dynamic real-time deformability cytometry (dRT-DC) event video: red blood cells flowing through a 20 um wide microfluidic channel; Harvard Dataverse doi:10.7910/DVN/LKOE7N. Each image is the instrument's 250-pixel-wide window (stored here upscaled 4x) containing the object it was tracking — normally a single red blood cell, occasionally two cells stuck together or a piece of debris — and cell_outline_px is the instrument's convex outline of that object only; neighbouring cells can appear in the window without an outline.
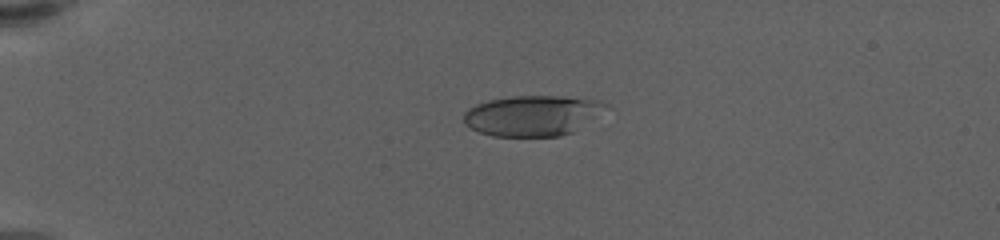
{"species": "human", "species_latin": "Homo sapiens", "temperature_condition": "warm", "stored_images_in_passage": 62, "camera_frame_rate_fps": 3000, "um_per_image_px": 0.085, "donor": {"sex": "female"}, "frame": {"image": 1, "passage_image": 17, "time_ms": 5.333, "image_size_px": [1000, 240], "cell_outline_px": [[608, 104], [572, 132], [560, 136], [492, 136], [480, 132], [464, 124], [464, 112], [468, 108], [476, 104], [488, 100], [512, 96], [556, 96], [600, 100]], "centroid_in_image_um": [45.15, 9.82], "position_along_channel_um": 39.8, "area_um2": 32.83}}
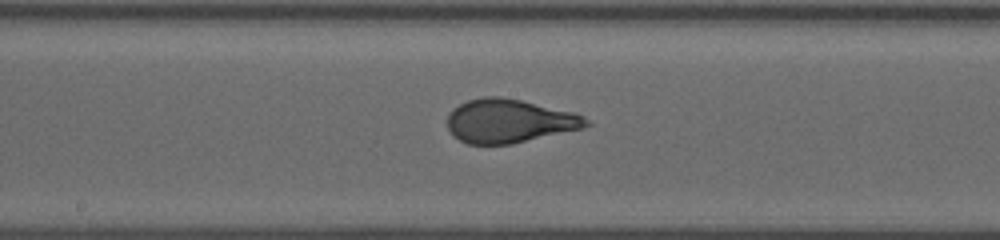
{"frame": {"image": 2, "passage_image": 36, "time_ms": 11.667, "image_size_px": [1000, 240], "cell_outline_px": [[592, 124], [584, 128], [512, 144], [468, 144], [460, 140], [448, 128], [448, 112], [452, 108], [468, 100], [484, 96], [500, 96], [520, 100], [572, 112], [584, 116]], "centroid_in_image_um": [43.29, 10.28], "position_along_channel_um": 204.9, "area_um2": 35.2}}
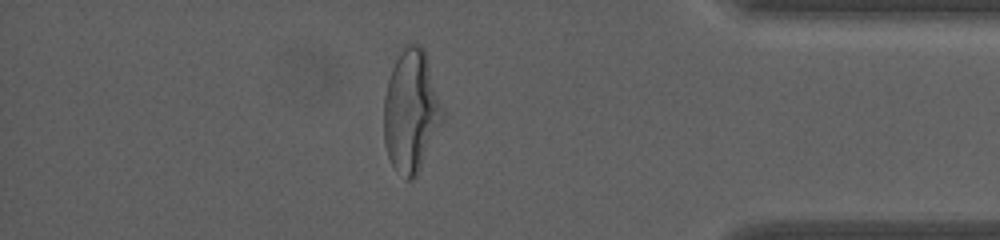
{"frame": {"image": 3, "passage_image": 55, "time_ms": 18.0, "image_size_px": [1000, 240], "cell_outline_px": [[444, 120], [416, 176], [412, 180], [404, 180], [392, 168], [384, 144], [384, 96], [388, 80], [392, 68], [400, 52], [408, 44], [420, 44], [424, 48], [444, 112]], "centroid_in_image_um": [34.93, 9.5], "position_along_channel_um": 400.3, "area_um2": 41.96}, "authors_computed_cell_mechanics": {"area_um2": 35.3158, "velocity_mm_per_s": 3.4732, "shape_relaxation_time_tau1_ms": 3.9689, "shape_relaxation_time_tau2_ms": null, "deformation_change_tau1": 0.1913, "deformation_change_tau2": null}}